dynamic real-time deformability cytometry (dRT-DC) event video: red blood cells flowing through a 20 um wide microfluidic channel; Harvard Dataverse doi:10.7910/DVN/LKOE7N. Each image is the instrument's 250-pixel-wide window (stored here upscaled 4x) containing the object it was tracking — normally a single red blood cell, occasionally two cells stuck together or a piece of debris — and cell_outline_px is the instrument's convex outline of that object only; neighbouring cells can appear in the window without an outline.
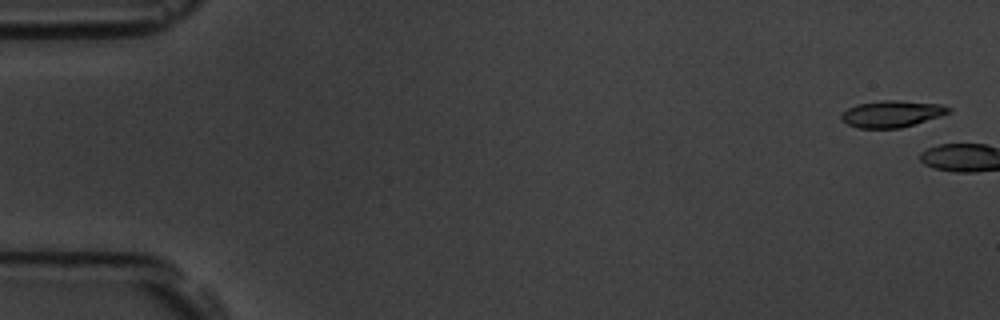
{"species": "common noctule bat (a hibernating species)", "species_latin": "Nyctalus noctula", "temperature_condition": "room temperature", "stored_images_in_passage": 6, "camera_frame_rate_fps": 3000, "um_per_image_px": 0.085, "animal": {"sex": "male", "body_mass_g": 19.5, "forearm_length_mm": 54.6}, "frame": {"image": 1, "passage_image": 1, "time_ms": 0.0, "image_size_px": [1000, 320], "cell_outline_px": [[952, 112], [940, 116], [900, 128], [860, 128], [848, 124], [840, 120], [840, 116], [848, 108], [856, 104], [884, 100], [896, 100], [940, 104], [952, 108]], "centroid_in_image_um": [75.81, 9.67], "position_along_channel_um": 9.2, "area_um2": 16.59}}
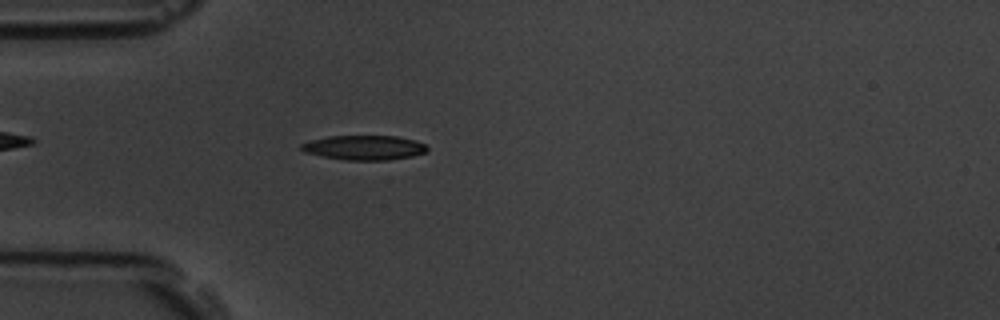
{"frame": {"image": 2, "passage_image": 6, "time_ms": 6.0, "image_size_px": [1000, 320], "cell_outline_px": [[428, 148], [424, 152], [412, 156], [388, 160], [344, 160], [304, 152], [300, 148], [300, 144], [312, 140], [328, 136], [396, 136], [416, 140], [424, 144]], "centroid_in_image_um": [30.95, 12.54], "position_along_channel_um": 54.0, "area_um2": 17.92}}